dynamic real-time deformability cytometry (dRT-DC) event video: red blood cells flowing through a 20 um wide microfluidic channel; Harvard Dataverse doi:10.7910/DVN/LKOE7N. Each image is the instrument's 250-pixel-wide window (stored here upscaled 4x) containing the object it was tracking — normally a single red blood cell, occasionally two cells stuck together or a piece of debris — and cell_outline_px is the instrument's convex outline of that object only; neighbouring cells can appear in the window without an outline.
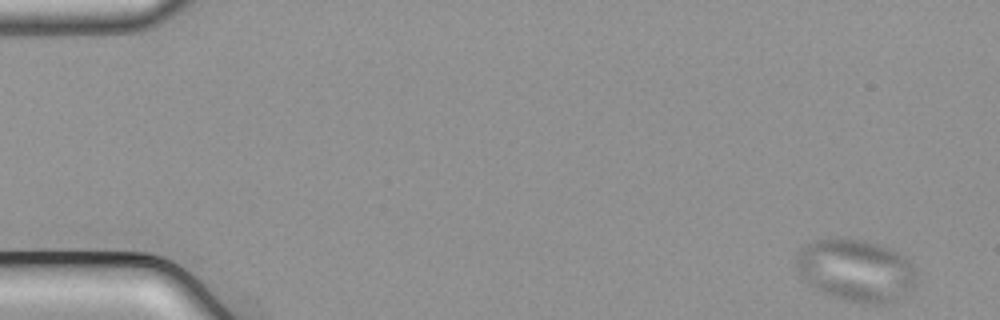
{"species": "common noctule bat (a hibernating species)", "species_latin": "Nyctalus noctula", "temperature_condition": "cold", "stored_images_in_passage": 54, "camera_frame_rate_fps": 3000, "um_per_image_px": 0.085, "animal": {"sex": "male", "body_mass_g": 21.5, "forearm_length_mm": 52.0}, "frame": {"image": 1, "passage_image": 1, "time_ms": 0.0, "image_size_px": [1000, 320], "cell_outline_px": [[916, 284], [912, 288], [896, 300], [888, 304], [872, 304], [844, 300], [832, 296], [812, 288], [804, 280], [796, 268], [796, 256], [800, 248], [816, 240], [840, 236], [864, 240], [880, 244], [904, 256], [912, 264], [916, 280]], "centroid_in_image_um": [72.72, 22.96], "position_along_channel_um": 12.3, "area_um2": 43.99}}
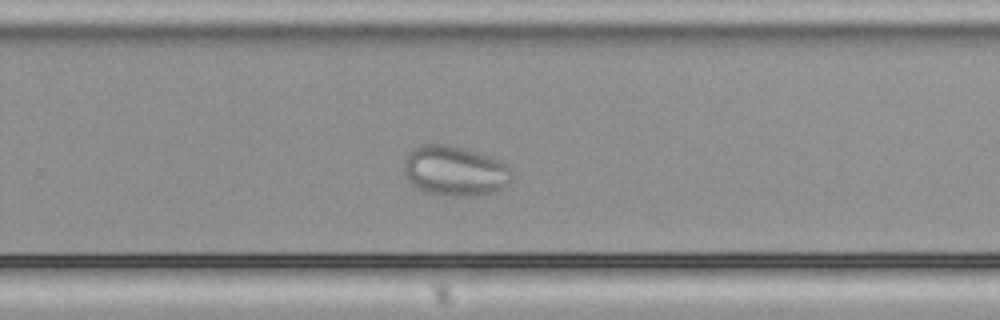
{"frame": {"image": 2, "passage_image": 35, "time_ms": 11.333, "image_size_px": [1000, 320], "cell_outline_px": [[512, 180], [508, 184], [496, 192], [476, 196], [452, 196], [424, 192], [416, 188], [404, 176], [404, 156], [412, 148], [420, 144], [452, 144], [500, 160], [508, 164], [512, 168]], "centroid_in_image_um": [38.66, 14.52], "position_along_channel_um": 291.1, "area_um2": 32.19}}
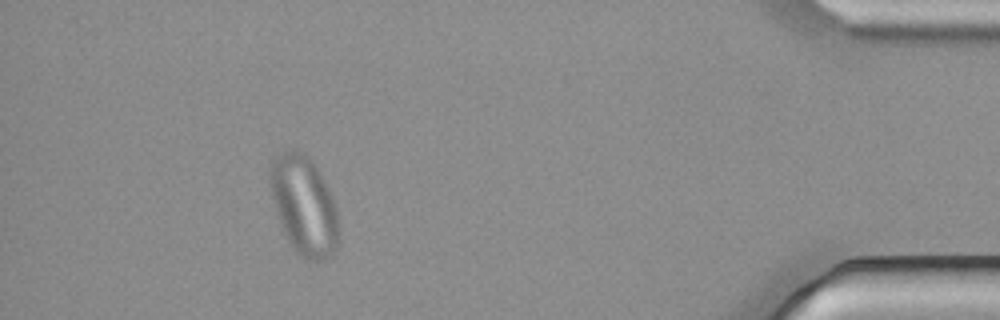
{"frame": {"image": 3, "passage_image": 49, "time_ms": 16.0, "image_size_px": [1000, 320], "cell_outline_px": [[340, 244], [328, 256], [320, 260], [312, 260], [300, 256], [292, 248], [280, 224], [272, 196], [272, 160], [280, 152], [288, 148], [292, 148], [308, 156], [324, 180], [336, 208]], "centroid_in_image_um": [25.86, 17.48], "position_along_channel_um": 409.3, "area_um2": 38.84}}